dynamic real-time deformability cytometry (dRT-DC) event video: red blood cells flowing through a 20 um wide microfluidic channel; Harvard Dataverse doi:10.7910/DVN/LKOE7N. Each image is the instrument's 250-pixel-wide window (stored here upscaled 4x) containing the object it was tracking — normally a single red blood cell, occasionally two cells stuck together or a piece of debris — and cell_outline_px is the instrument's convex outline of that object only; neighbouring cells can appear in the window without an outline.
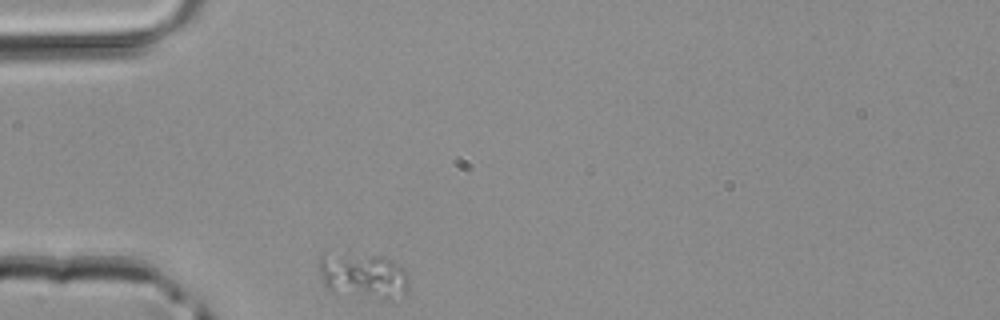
{"species": "common noctule bat (a hibernating species)", "species_latin": "Nyctalus noctula", "temperature_condition": "room temperature", "stored_images_in_passage": 26, "camera_frame_rate_fps": 3000, "um_per_image_px": 0.085, "animal": {"sex": "male", "body_mass_g": 20.4}, "frame": {"image": 1, "passage_image": 1, "time_ms": 0.0, "image_size_px": [1000, 320], "cell_outline_px": [[408, 292], [388, 296], [384, 296], [332, 292], [324, 284], [320, 272], [320, 256], [324, 252], [384, 256], [400, 264], [408, 272]], "centroid_in_image_um": [30.86, 23.33], "position_along_channel_um": 54.1, "area_um2": 23.18}}
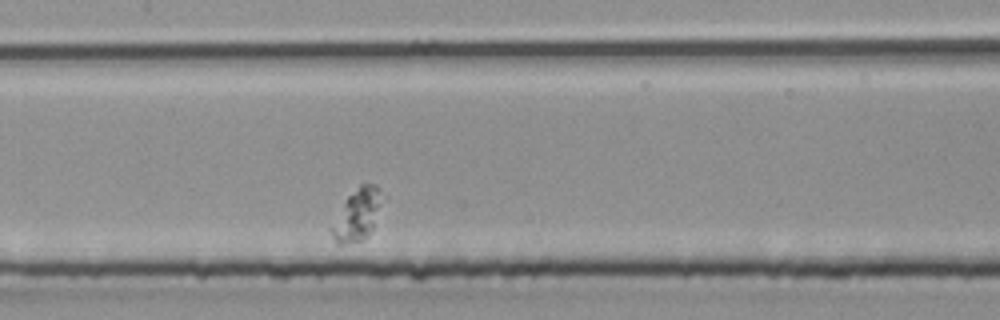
{"frame": {"image": 2, "passage_image": 11, "time_ms": 3.333, "image_size_px": [1000, 320], "cell_outline_px": [[388, 196], [368, 236], [364, 240], [340, 244], [336, 244], [328, 228], [348, 196], [360, 184], [376, 184]], "centroid_in_image_um": [30.43, 18.21], "position_along_channel_um": 177.0, "area_um2": 15.9}}
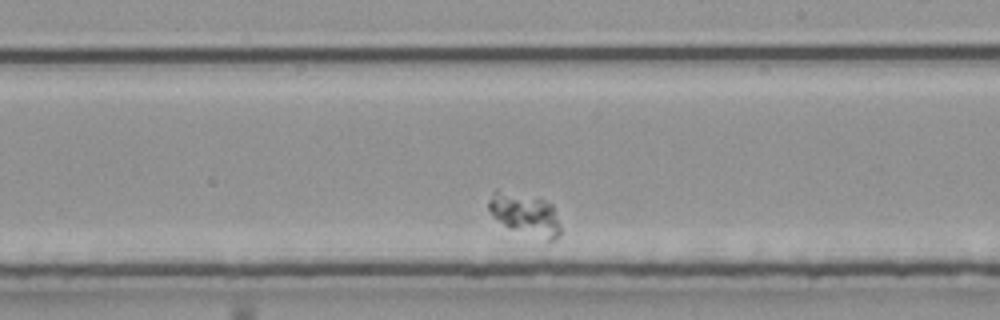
{"frame": {"image": 3, "passage_image": 16, "time_ms": 5.0, "image_size_px": [1000, 320], "cell_outline_px": [[560, 236], [548, 244], [512, 228], [504, 224], [492, 216], [488, 208], [488, 200], [492, 192], [496, 188], [544, 200], [552, 204], [560, 224]], "centroid_in_image_um": [44.66, 18.25], "position_along_channel_um": 244.3, "area_um2": 17.98}}